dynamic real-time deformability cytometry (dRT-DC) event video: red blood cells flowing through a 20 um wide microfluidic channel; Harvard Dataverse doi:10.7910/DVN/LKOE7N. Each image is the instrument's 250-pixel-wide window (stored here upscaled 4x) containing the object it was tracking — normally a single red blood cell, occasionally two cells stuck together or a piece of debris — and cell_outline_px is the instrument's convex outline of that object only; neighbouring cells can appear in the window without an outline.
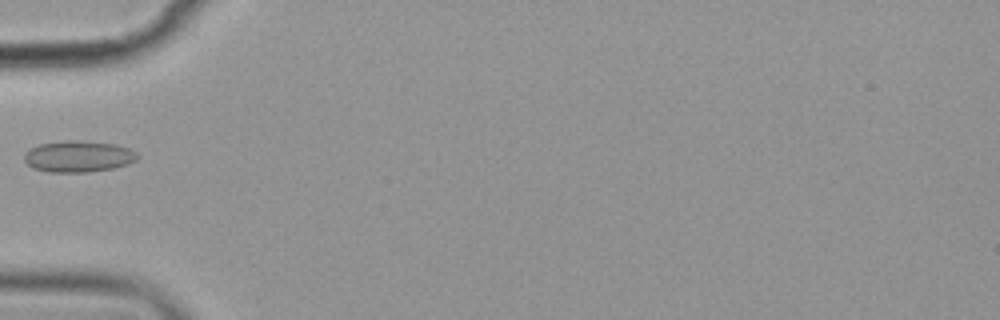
{"species": "common noctule bat (a hibernating species)", "species_latin": "Nyctalus noctula", "temperature_condition": "cold", "stored_images_in_passage": 2, "camera_frame_rate_fps": 3000, "um_per_image_px": 0.085, "animal": {"sex": "female", "body_mass_g": 19.9}, "frame": {"image": 1, "passage_image": 2, "time_ms": 2.0, "image_size_px": [1000, 320], "cell_outline_px": [[140, 156], [136, 160], [128, 164], [112, 168], [88, 172], [48, 172], [32, 168], [24, 160], [24, 152], [40, 144], [64, 140], [76, 140], [112, 144], [128, 148], [136, 152]], "centroid_in_image_um": [6.64, 13.3], "position_along_channel_um": 78.4, "area_um2": 20.63}}